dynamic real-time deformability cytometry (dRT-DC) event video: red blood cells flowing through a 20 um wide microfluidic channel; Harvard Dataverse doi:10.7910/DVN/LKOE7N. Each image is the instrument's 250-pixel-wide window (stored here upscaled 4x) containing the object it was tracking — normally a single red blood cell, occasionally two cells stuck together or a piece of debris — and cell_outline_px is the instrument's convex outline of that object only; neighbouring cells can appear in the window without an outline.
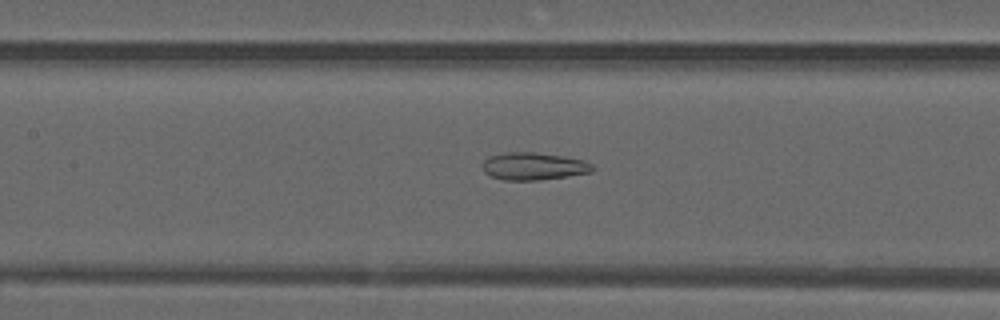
{"species": "common noctule bat (a hibernating species)", "species_latin": "Nyctalus noctula", "temperature_condition": "warm", "stored_images_in_passage": 45, "camera_frame_rate_fps": 3000, "um_per_image_px": 0.085, "animal": {"sex": "male", "forearm_length_mm": 52.5}, "frame": {"image": 1, "passage_image": 17, "time_ms": 5.333, "image_size_px": [1000, 320], "cell_outline_px": [[596, 168], [592, 172], [568, 176], [540, 180], [504, 180], [492, 176], [484, 172], [480, 164], [488, 156], [508, 152], [532, 152], [564, 156], [584, 160], [592, 164]], "centroid_in_image_um": [45.35, 14.13], "position_along_channel_um": 162.0, "area_um2": 17.8}}
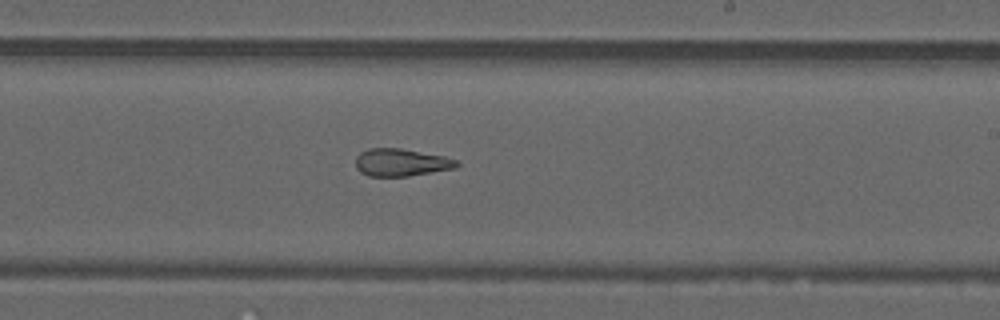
{"frame": {"image": 2, "passage_image": 24, "time_ms": 7.667, "image_size_px": [1000, 320], "cell_outline_px": [[460, 164], [456, 168], [408, 176], [368, 176], [360, 172], [356, 168], [356, 156], [360, 152], [368, 148], [400, 148], [444, 156], [456, 160]], "centroid_in_image_um": [34.08, 13.8], "position_along_channel_um": 254.9, "area_um2": 16.24}}
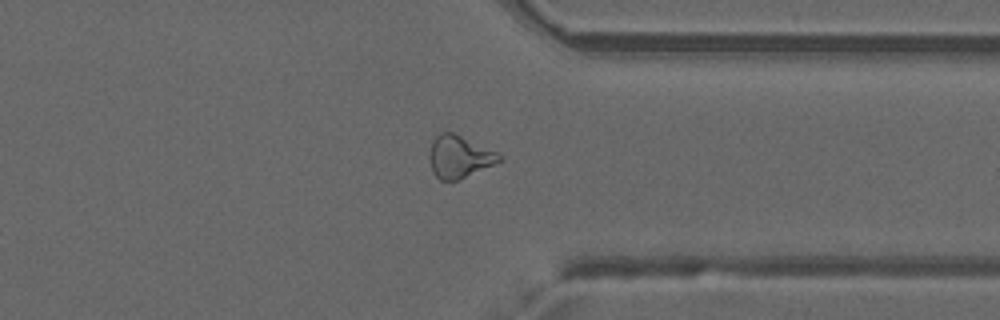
{"frame": {"image": 3, "passage_image": 33, "time_ms": 10.667, "image_size_px": [1000, 320], "cell_outline_px": [[504, 160], [456, 180], [440, 180], [432, 172], [428, 156], [432, 140], [440, 132], [452, 132], [496, 152], [504, 156]], "centroid_in_image_um": [39.01, 13.32], "position_along_channel_um": 372.4, "area_um2": 17.05}, "authors_computed_cell_mechanics": {"area_um2": 18.4382, "velocity_mm_per_s": 4.0017, "shape_relaxation_time_tau1_ms": null, "shape_relaxation_time_tau2_ms": 2.9291, "deformation_change_tau1": null, "deformation_change_tau2": 0.1261}}